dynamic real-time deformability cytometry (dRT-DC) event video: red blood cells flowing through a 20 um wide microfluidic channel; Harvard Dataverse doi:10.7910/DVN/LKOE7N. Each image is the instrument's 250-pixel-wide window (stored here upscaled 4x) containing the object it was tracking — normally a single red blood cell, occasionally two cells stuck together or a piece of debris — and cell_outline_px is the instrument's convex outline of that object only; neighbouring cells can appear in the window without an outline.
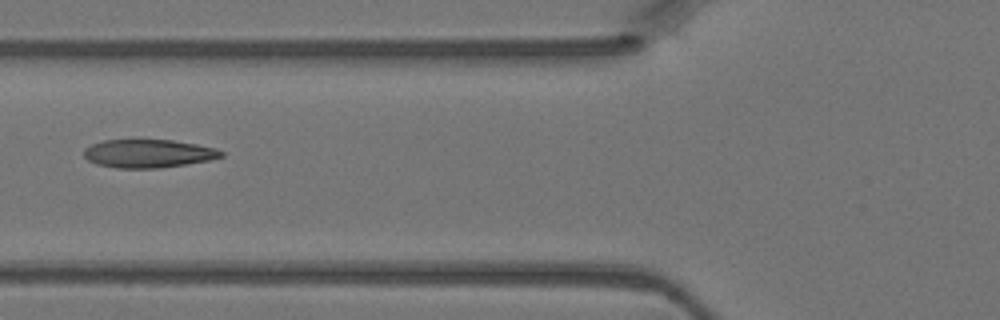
{"species": "Egyptian fruit bat (a non-hibernating species)", "species_latin": "Rousettus aegyptiacus", "temperature_condition": "warm", "stored_images_in_passage": 2, "camera_frame_rate_fps": 3000, "um_per_image_px": 0.085, "animal": {"sex": "female"}, "frame": {"image": 1, "passage_image": 2, "time_ms": 0.333, "image_size_px": [1000, 320], "cell_outline_px": [[224, 156], [208, 160], [160, 168], [116, 168], [96, 164], [88, 160], [84, 156], [84, 148], [92, 144], [104, 140], [172, 140], [196, 144], [216, 148], [224, 152]], "centroid_in_image_um": [12.59, 13.05], "position_along_channel_um": 113.2, "area_um2": 22.54}}